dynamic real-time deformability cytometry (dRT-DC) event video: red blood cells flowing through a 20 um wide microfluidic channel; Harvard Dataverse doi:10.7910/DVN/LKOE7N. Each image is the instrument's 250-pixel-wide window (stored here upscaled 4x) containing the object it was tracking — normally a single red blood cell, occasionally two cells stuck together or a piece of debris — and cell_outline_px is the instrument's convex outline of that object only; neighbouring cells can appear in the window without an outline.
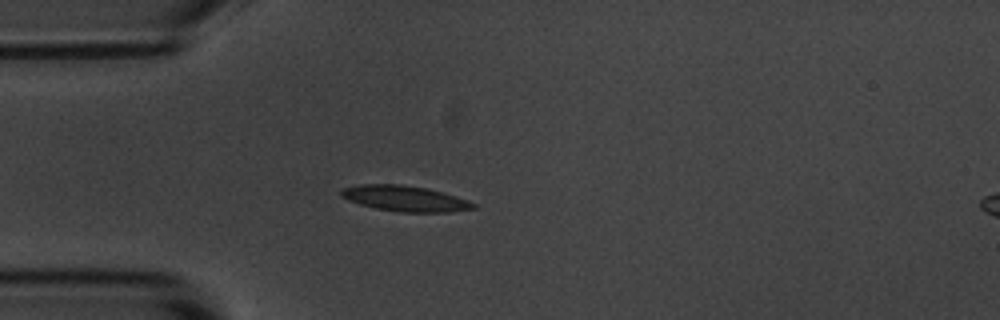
{"species": "common noctule bat (a hibernating species)", "species_latin": "Nyctalus noctula", "temperature_condition": "room temperature", "stored_images_in_passage": 54, "camera_frame_rate_fps": 3000, "um_per_image_px": 0.085, "animal": {"sex": "male", "body_mass_g": 20.1, "forearm_length_mm": 53.5}, "frame": {"image": 1, "passage_image": 14, "time_ms": 4.333, "image_size_px": [1000, 320], "cell_outline_px": [[476, 208], [448, 212], [400, 212], [376, 208], [360, 204], [348, 200], [340, 196], [340, 192], [344, 188], [360, 184], [400, 184], [428, 188], [456, 196], [476, 204]], "centroid_in_image_um": [34.41, 16.87], "position_along_channel_um": 50.6, "area_um2": 19.65}}
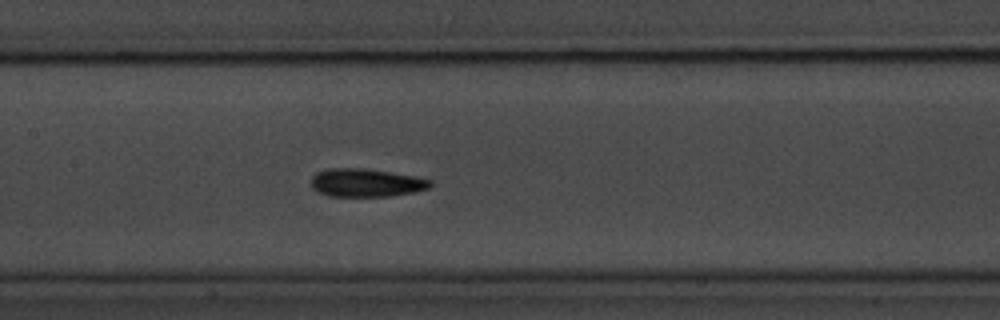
{"frame": {"image": 2, "passage_image": 25, "time_ms": 8.0, "image_size_px": [1000, 320], "cell_outline_px": [[432, 184], [428, 188], [416, 192], [392, 196], [328, 196], [316, 192], [312, 188], [312, 176], [316, 172], [332, 168], [364, 168], [416, 176], [432, 180]], "centroid_in_image_um": [31.12, 15.54], "position_along_channel_um": 176.3, "area_um2": 19.71}}
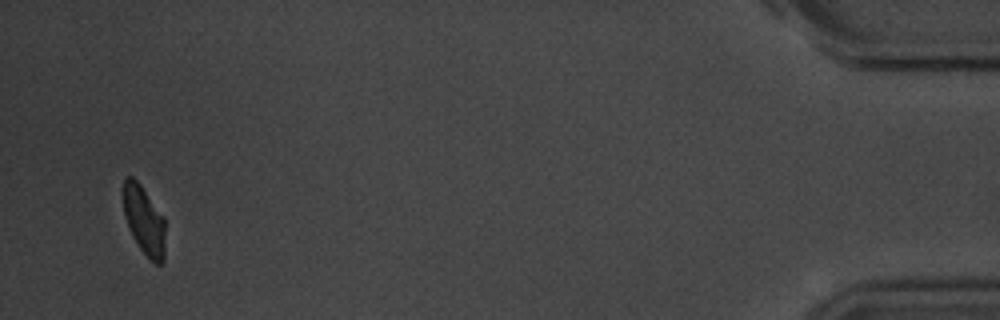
{"frame": {"image": 3, "passage_image": 52, "time_ms": 17.0, "image_size_px": [1000, 320], "cell_outline_px": [[164, 260], [160, 264], [156, 264], [140, 248], [128, 228], [124, 216], [120, 192], [124, 180], [128, 176], [132, 176], [140, 184], [164, 216]], "centroid_in_image_um": [12.2, 18.65], "position_along_channel_um": 423.0, "area_um2": 17.05}, "authors_computed_cell_mechanics": {"area_um2": 18.6694, "velocity_mm_per_s": 3.6618, "shape_relaxation_time_tau1_ms": 2.5776, "shape_relaxation_time_tau2_ms": 3.1192, "deformation_change_tau1": 0.1052, "deformation_change_tau2": 0.0867}}